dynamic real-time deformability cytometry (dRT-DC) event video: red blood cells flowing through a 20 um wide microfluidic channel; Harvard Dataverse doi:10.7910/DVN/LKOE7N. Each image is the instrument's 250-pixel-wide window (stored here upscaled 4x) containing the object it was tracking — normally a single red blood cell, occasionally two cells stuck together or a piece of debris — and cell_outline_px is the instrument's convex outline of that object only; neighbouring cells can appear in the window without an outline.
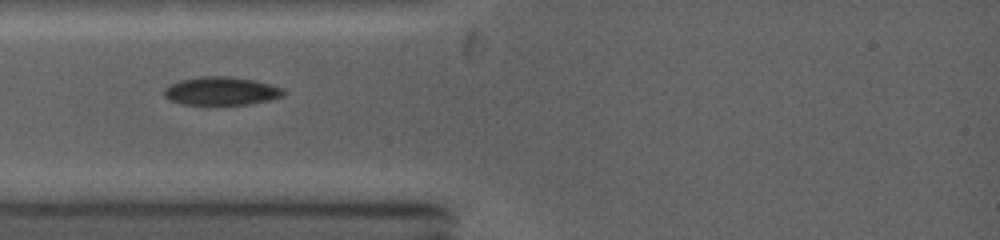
{"species": "common noctule bat (a hibernating species)", "species_latin": "Nyctalus noctula", "temperature_condition": "warm", "stored_images_in_passage": 12, "camera_frame_rate_fps": 5000, "um_per_image_px": 0.085, "animal": {"sex": "female", "body_mass_g": 19.0, "forearm_length_mm": 53.3}, "frame": {"image": 1, "passage_image": 1, "time_ms": 0.0, "image_size_px": [1000, 240], "cell_outline_px": [[284, 96], [268, 100], [248, 104], [184, 104], [172, 100], [164, 96], [164, 92], [172, 84], [180, 80], [204, 76], [220, 76], [252, 80], [268, 84], [280, 88], [284, 92]], "centroid_in_image_um": [18.81, 7.74], "position_along_channel_um": 66.2, "area_um2": 18.96}}
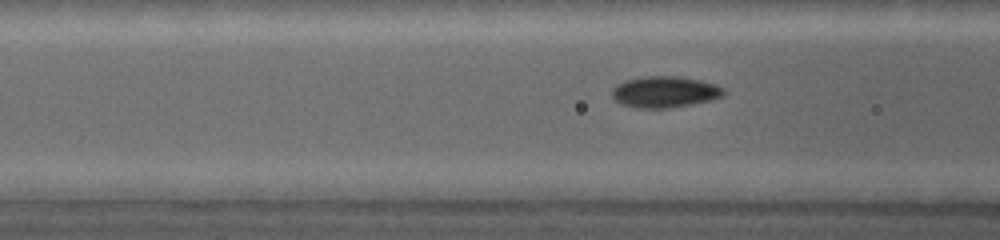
{"frame": {"image": 2, "passage_image": 4, "time_ms": 1.0, "image_size_px": [1000, 240], "cell_outline_px": [[724, 92], [720, 96], [708, 100], [668, 108], [640, 108], [624, 104], [616, 100], [612, 96], [612, 92], [620, 84], [628, 80], [648, 76], [672, 76], [696, 80], [712, 84], [720, 88]], "centroid_in_image_um": [56.46, 7.82], "position_along_channel_um": 110.1, "area_um2": 19.25}}
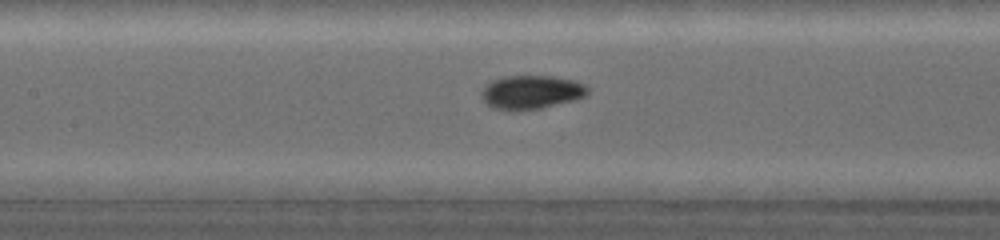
{"frame": {"image": 3, "passage_image": 7, "time_ms": 2.2, "image_size_px": [1000, 240], "cell_outline_px": [[588, 92], [584, 96], [572, 100], [540, 108], [516, 112], [492, 108], [484, 100], [484, 88], [488, 84], [496, 80], [508, 76], [548, 76], [568, 80], [580, 84], [588, 88]], "centroid_in_image_um": [45.13, 7.87], "position_along_channel_um": 162.3, "area_um2": 20.11}}